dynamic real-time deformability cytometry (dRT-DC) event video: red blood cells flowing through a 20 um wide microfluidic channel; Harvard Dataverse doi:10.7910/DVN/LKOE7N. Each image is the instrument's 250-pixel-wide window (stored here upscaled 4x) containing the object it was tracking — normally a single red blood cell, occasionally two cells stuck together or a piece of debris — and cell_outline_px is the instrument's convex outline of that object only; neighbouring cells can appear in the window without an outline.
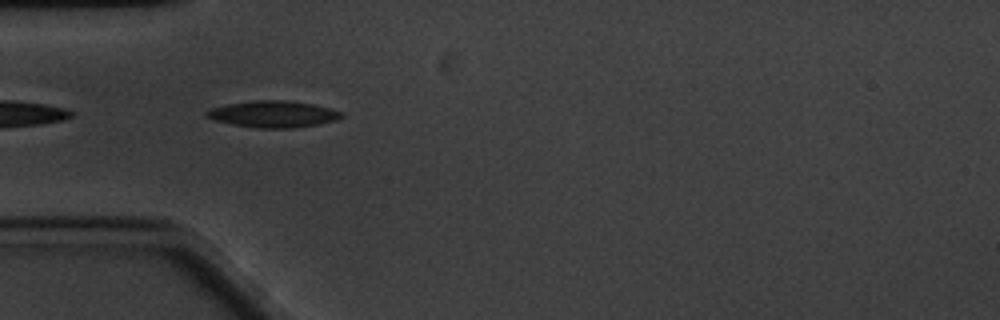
{"species": "common noctule bat (a hibernating species)", "species_latin": "Nyctalus noctula", "temperature_condition": "cold", "stored_images_in_passage": 38, "camera_frame_rate_fps": 3000, "um_per_image_px": 0.085, "animal": {"sex": "male", "body_mass_g": 20.1, "forearm_length_mm": 53.5}, "frame": {"image": 1, "passage_image": 1, "time_ms": 0.0, "image_size_px": [1000, 320], "cell_outline_px": [[344, 116], [336, 120], [316, 124], [292, 128], [260, 128], [232, 124], [216, 120], [204, 116], [204, 112], [212, 108], [228, 104], [256, 100], [284, 100], [312, 104], [344, 112]], "centroid_in_image_um": [23.22, 9.7], "position_along_channel_um": 61.8, "area_um2": 20.63}, "authors_computed_cell_mechanics": {"area_um2": 19.1029, "velocity_mm_per_s": 3.3036, "shape_relaxation_time_tau1_ms": 3.1021, "shape_relaxation_time_tau2_ms": 2.5603, "deformation_change_tau1": 0.1395, "deformation_change_tau2": 0.0915}}